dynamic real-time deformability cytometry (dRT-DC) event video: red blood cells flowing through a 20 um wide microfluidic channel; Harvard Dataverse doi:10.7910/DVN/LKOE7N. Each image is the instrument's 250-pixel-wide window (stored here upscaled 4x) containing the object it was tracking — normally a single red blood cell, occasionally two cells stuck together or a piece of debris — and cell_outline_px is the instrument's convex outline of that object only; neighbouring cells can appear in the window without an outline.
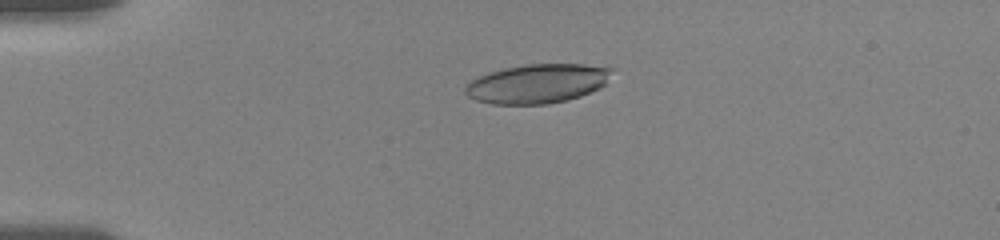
{"species": "human", "species_latin": "Homo sapiens", "temperature_condition": "room temperature", "stored_images_in_passage": 44, "camera_frame_rate_fps": 3000, "um_per_image_px": 0.085, "donor": {"sex": "female"}, "frame": {"image": 1, "passage_image": 2, "time_ms": 0.333, "image_size_px": [1000, 240], "cell_outline_px": [[616, 68], [604, 84], [600, 88], [580, 96], [568, 100], [548, 104], [492, 104], [476, 100], [468, 96], [464, 92], [464, 88], [472, 80], [488, 72], [504, 68], [528, 64], [584, 64]], "centroid_in_image_um": [45.7, 7.1], "position_along_channel_um": 39.3, "area_um2": 33.52}}
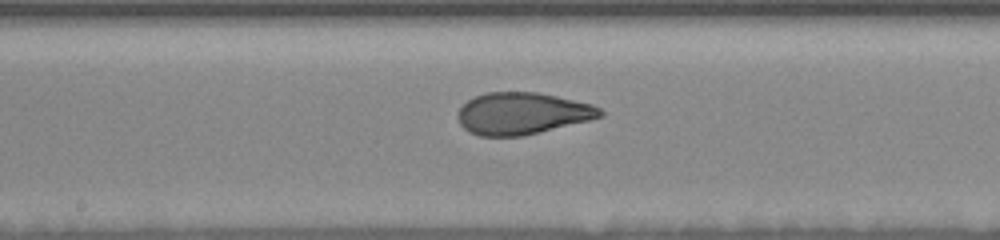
{"frame": {"image": 2, "passage_image": 19, "time_ms": 6.0, "image_size_px": [1000, 240], "cell_outline_px": [[604, 116], [524, 136], [480, 136], [468, 132], [460, 124], [456, 116], [460, 108], [468, 100], [476, 96], [488, 92], [536, 92], [556, 96], [592, 104], [600, 108], [604, 112]], "centroid_in_image_um": [44.37, 9.65], "position_along_channel_um": 203.8, "area_um2": 34.68}}
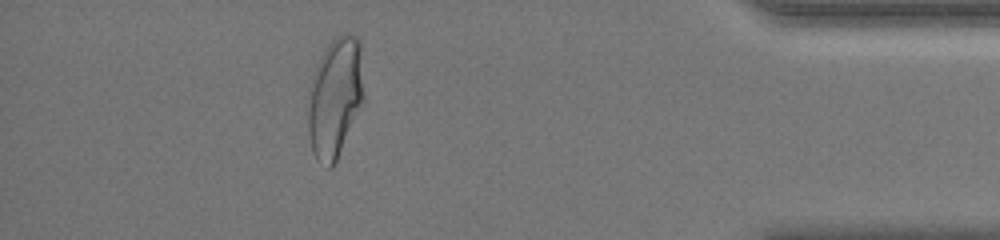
{"frame": {"image": 3, "passage_image": 39, "time_ms": 12.667, "image_size_px": [1000, 240], "cell_outline_px": [[364, 104], [332, 168], [328, 168], [316, 160], [312, 152], [308, 136], [308, 92], [312, 76], [316, 64], [320, 56], [328, 44], [336, 36], [344, 32], [348, 32], [356, 36], [360, 44], [364, 96]], "centroid_in_image_um": [28.47, 8.29], "position_along_channel_um": 406.7, "area_um2": 39.77}, "authors_computed_cell_mechanics": {"area_um2": 35.3158, "velocity_mm_per_s": 3.6201, "shape_relaxation_time_tau1_ms": 5.5106, "shape_relaxation_time_tau2_ms": 1.0481, "deformation_change_tau1": 0.2036, "deformation_change_tau2": 0.0766}}